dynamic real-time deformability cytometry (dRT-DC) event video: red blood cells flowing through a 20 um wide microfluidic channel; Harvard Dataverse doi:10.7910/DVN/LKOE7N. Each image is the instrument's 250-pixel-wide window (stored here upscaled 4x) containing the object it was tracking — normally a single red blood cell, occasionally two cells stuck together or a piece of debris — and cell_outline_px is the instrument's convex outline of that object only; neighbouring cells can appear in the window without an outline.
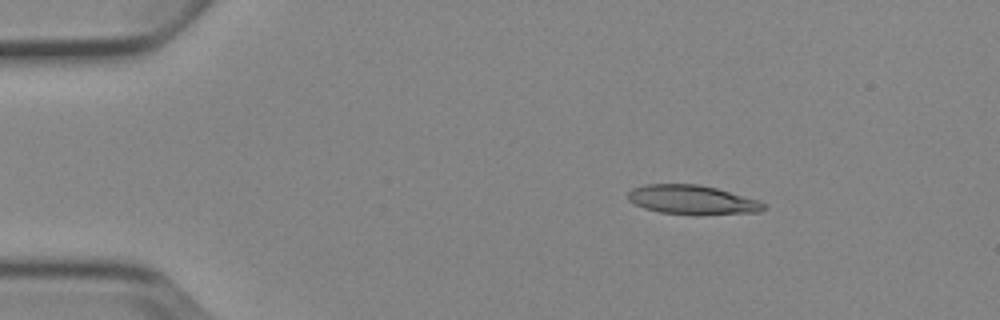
{"species": "Egyptian fruit bat (a non-hibernating species)", "species_latin": "Rousettus aegyptiacus", "temperature_condition": "cold", "stored_images_in_passage": 6, "camera_frame_rate_fps": 3000, "um_per_image_px": 0.085, "animal": {"sex": "female"}, "frame": {"image": 1, "passage_image": 3, "time_ms": 2.333, "image_size_px": [1000, 320], "cell_outline_px": [[768, 208], [760, 212], [660, 212], [644, 208], [628, 200], [628, 192], [632, 188], [644, 184], [700, 184], [716, 188], [760, 200]], "centroid_in_image_um": [58.81, 16.93], "position_along_channel_um": 26.2, "area_um2": 22.14}}
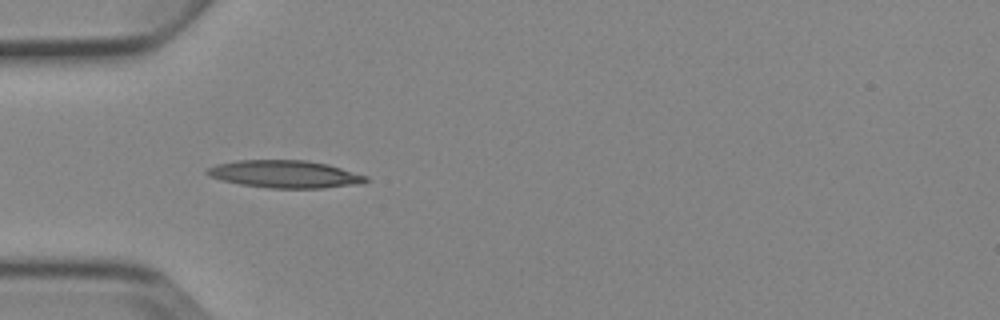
{"frame": {"image": 2, "passage_image": 5, "time_ms": 5.0, "image_size_px": [1000, 320], "cell_outline_px": [[368, 180], [364, 184], [324, 188], [268, 188], [240, 184], [220, 180], [208, 176], [204, 172], [208, 168], [216, 164], [236, 160], [308, 160], [328, 164], [368, 176]], "centroid_in_image_um": [24.23, 14.8], "position_along_channel_um": 60.8, "area_um2": 25.78}}
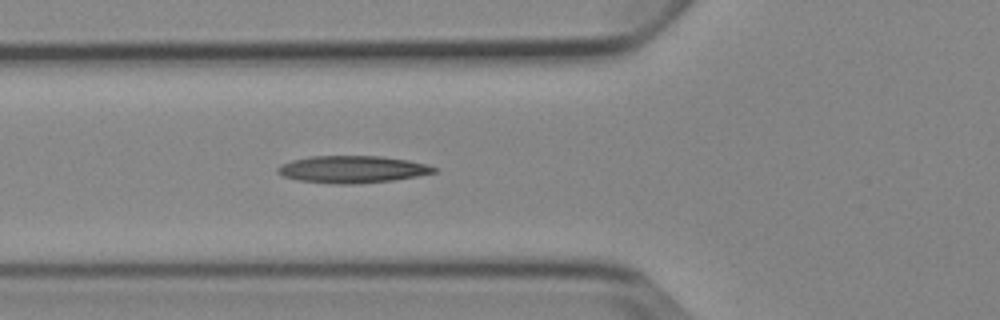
{"frame": {"image": 3, "passage_image": 6, "time_ms": 6.0, "image_size_px": [1000, 320], "cell_outline_px": [[436, 172], [416, 176], [392, 180], [352, 184], [336, 184], [300, 180], [284, 176], [276, 172], [276, 168], [280, 164], [292, 160], [308, 156], [380, 156], [408, 160], [428, 164], [436, 168]], "centroid_in_image_um": [29.92, 14.38], "position_along_channel_um": 95.9, "area_um2": 24.62}}